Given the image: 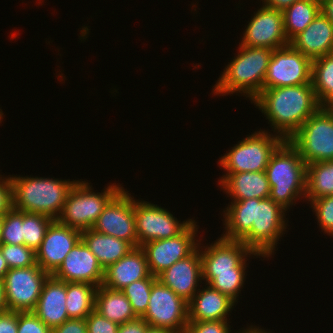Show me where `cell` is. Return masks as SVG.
Here are the masks:
<instances>
[{"label":"cell","instance_id":"obj_2","mask_svg":"<svg viewBox=\"0 0 333 333\" xmlns=\"http://www.w3.org/2000/svg\"><path fill=\"white\" fill-rule=\"evenodd\" d=\"M273 133L289 138L320 107L312 84L264 88L253 100Z\"/></svg>","mask_w":333,"mask_h":333},{"label":"cell","instance_id":"obj_48","mask_svg":"<svg viewBox=\"0 0 333 333\" xmlns=\"http://www.w3.org/2000/svg\"><path fill=\"white\" fill-rule=\"evenodd\" d=\"M238 333H272V332H268L262 328H260L259 326H256L255 325H251V326H248L246 329H242L240 330Z\"/></svg>","mask_w":333,"mask_h":333},{"label":"cell","instance_id":"obj_34","mask_svg":"<svg viewBox=\"0 0 333 333\" xmlns=\"http://www.w3.org/2000/svg\"><path fill=\"white\" fill-rule=\"evenodd\" d=\"M0 250L9 269L31 267L36 264L35 251L23 244H1Z\"/></svg>","mask_w":333,"mask_h":333},{"label":"cell","instance_id":"obj_4","mask_svg":"<svg viewBox=\"0 0 333 333\" xmlns=\"http://www.w3.org/2000/svg\"><path fill=\"white\" fill-rule=\"evenodd\" d=\"M12 208L47 215L57 220L70 190L78 180L11 176Z\"/></svg>","mask_w":333,"mask_h":333},{"label":"cell","instance_id":"obj_22","mask_svg":"<svg viewBox=\"0 0 333 333\" xmlns=\"http://www.w3.org/2000/svg\"><path fill=\"white\" fill-rule=\"evenodd\" d=\"M236 302L208 284L188 302L189 322L228 320Z\"/></svg>","mask_w":333,"mask_h":333},{"label":"cell","instance_id":"obj_19","mask_svg":"<svg viewBox=\"0 0 333 333\" xmlns=\"http://www.w3.org/2000/svg\"><path fill=\"white\" fill-rule=\"evenodd\" d=\"M157 279L189 302L198 288H201L199 282L202 283V261L199 247L186 258L178 260L165 269L157 276Z\"/></svg>","mask_w":333,"mask_h":333},{"label":"cell","instance_id":"obj_17","mask_svg":"<svg viewBox=\"0 0 333 333\" xmlns=\"http://www.w3.org/2000/svg\"><path fill=\"white\" fill-rule=\"evenodd\" d=\"M80 240L79 230L54 220L48 227L40 247L35 251L37 265L52 275Z\"/></svg>","mask_w":333,"mask_h":333},{"label":"cell","instance_id":"obj_42","mask_svg":"<svg viewBox=\"0 0 333 333\" xmlns=\"http://www.w3.org/2000/svg\"><path fill=\"white\" fill-rule=\"evenodd\" d=\"M18 312L7 310L0 313V333H17Z\"/></svg>","mask_w":333,"mask_h":333},{"label":"cell","instance_id":"obj_46","mask_svg":"<svg viewBox=\"0 0 333 333\" xmlns=\"http://www.w3.org/2000/svg\"><path fill=\"white\" fill-rule=\"evenodd\" d=\"M7 304L5 300V290H4V282L0 279V313L7 311Z\"/></svg>","mask_w":333,"mask_h":333},{"label":"cell","instance_id":"obj_23","mask_svg":"<svg viewBox=\"0 0 333 333\" xmlns=\"http://www.w3.org/2000/svg\"><path fill=\"white\" fill-rule=\"evenodd\" d=\"M32 312L51 330L70 319L66 310V282L50 275Z\"/></svg>","mask_w":333,"mask_h":333},{"label":"cell","instance_id":"obj_9","mask_svg":"<svg viewBox=\"0 0 333 333\" xmlns=\"http://www.w3.org/2000/svg\"><path fill=\"white\" fill-rule=\"evenodd\" d=\"M199 241L202 261V280L208 284L216 275L235 274V272H247L248 257L260 258V254L252 251L240 240H229L219 237L211 245L201 246ZM204 248V249H203Z\"/></svg>","mask_w":333,"mask_h":333},{"label":"cell","instance_id":"obj_37","mask_svg":"<svg viewBox=\"0 0 333 333\" xmlns=\"http://www.w3.org/2000/svg\"><path fill=\"white\" fill-rule=\"evenodd\" d=\"M229 323L228 320L188 322L185 333H233Z\"/></svg>","mask_w":333,"mask_h":333},{"label":"cell","instance_id":"obj_7","mask_svg":"<svg viewBox=\"0 0 333 333\" xmlns=\"http://www.w3.org/2000/svg\"><path fill=\"white\" fill-rule=\"evenodd\" d=\"M306 164L333 160V107L321 106L288 140Z\"/></svg>","mask_w":333,"mask_h":333},{"label":"cell","instance_id":"obj_51","mask_svg":"<svg viewBox=\"0 0 333 333\" xmlns=\"http://www.w3.org/2000/svg\"><path fill=\"white\" fill-rule=\"evenodd\" d=\"M2 220H3V216H0V231H1ZM0 245H1V240H0Z\"/></svg>","mask_w":333,"mask_h":333},{"label":"cell","instance_id":"obj_27","mask_svg":"<svg viewBox=\"0 0 333 333\" xmlns=\"http://www.w3.org/2000/svg\"><path fill=\"white\" fill-rule=\"evenodd\" d=\"M321 12V2L317 0H300L283 11L284 29L290 42Z\"/></svg>","mask_w":333,"mask_h":333},{"label":"cell","instance_id":"obj_43","mask_svg":"<svg viewBox=\"0 0 333 333\" xmlns=\"http://www.w3.org/2000/svg\"><path fill=\"white\" fill-rule=\"evenodd\" d=\"M148 326V323L142 317H137L119 325L117 333H145Z\"/></svg>","mask_w":333,"mask_h":333},{"label":"cell","instance_id":"obj_36","mask_svg":"<svg viewBox=\"0 0 333 333\" xmlns=\"http://www.w3.org/2000/svg\"><path fill=\"white\" fill-rule=\"evenodd\" d=\"M309 202L322 232L333 237V195L316 198Z\"/></svg>","mask_w":333,"mask_h":333},{"label":"cell","instance_id":"obj_31","mask_svg":"<svg viewBox=\"0 0 333 333\" xmlns=\"http://www.w3.org/2000/svg\"><path fill=\"white\" fill-rule=\"evenodd\" d=\"M53 221L44 214L23 212V245L36 251Z\"/></svg>","mask_w":333,"mask_h":333},{"label":"cell","instance_id":"obj_25","mask_svg":"<svg viewBox=\"0 0 333 333\" xmlns=\"http://www.w3.org/2000/svg\"><path fill=\"white\" fill-rule=\"evenodd\" d=\"M81 240L95 255L104 270L134 249L129 242L96 232L92 228L81 232Z\"/></svg>","mask_w":333,"mask_h":333},{"label":"cell","instance_id":"obj_21","mask_svg":"<svg viewBox=\"0 0 333 333\" xmlns=\"http://www.w3.org/2000/svg\"><path fill=\"white\" fill-rule=\"evenodd\" d=\"M150 275L144 250L141 247H135L104 270L102 286L112 290H122L129 284Z\"/></svg>","mask_w":333,"mask_h":333},{"label":"cell","instance_id":"obj_35","mask_svg":"<svg viewBox=\"0 0 333 333\" xmlns=\"http://www.w3.org/2000/svg\"><path fill=\"white\" fill-rule=\"evenodd\" d=\"M245 274L246 272H235V274L216 275L208 285L238 303L239 293L246 281Z\"/></svg>","mask_w":333,"mask_h":333},{"label":"cell","instance_id":"obj_30","mask_svg":"<svg viewBox=\"0 0 333 333\" xmlns=\"http://www.w3.org/2000/svg\"><path fill=\"white\" fill-rule=\"evenodd\" d=\"M333 195V160L307 164L306 201Z\"/></svg>","mask_w":333,"mask_h":333},{"label":"cell","instance_id":"obj_8","mask_svg":"<svg viewBox=\"0 0 333 333\" xmlns=\"http://www.w3.org/2000/svg\"><path fill=\"white\" fill-rule=\"evenodd\" d=\"M247 136L219 158L217 163L225 173L265 171L271 155L284 141L281 136L261 128Z\"/></svg>","mask_w":333,"mask_h":333},{"label":"cell","instance_id":"obj_45","mask_svg":"<svg viewBox=\"0 0 333 333\" xmlns=\"http://www.w3.org/2000/svg\"><path fill=\"white\" fill-rule=\"evenodd\" d=\"M321 12L333 24V0H322L321 1Z\"/></svg>","mask_w":333,"mask_h":333},{"label":"cell","instance_id":"obj_15","mask_svg":"<svg viewBox=\"0 0 333 333\" xmlns=\"http://www.w3.org/2000/svg\"><path fill=\"white\" fill-rule=\"evenodd\" d=\"M124 187L108 202L92 229L138 247L135 230L134 196Z\"/></svg>","mask_w":333,"mask_h":333},{"label":"cell","instance_id":"obj_6","mask_svg":"<svg viewBox=\"0 0 333 333\" xmlns=\"http://www.w3.org/2000/svg\"><path fill=\"white\" fill-rule=\"evenodd\" d=\"M108 185L103 192L96 193L90 183L78 180L70 190L57 221L80 232L91 229L104 207L123 188L121 184Z\"/></svg>","mask_w":333,"mask_h":333},{"label":"cell","instance_id":"obj_40","mask_svg":"<svg viewBox=\"0 0 333 333\" xmlns=\"http://www.w3.org/2000/svg\"><path fill=\"white\" fill-rule=\"evenodd\" d=\"M0 175V216L12 209V186L11 179Z\"/></svg>","mask_w":333,"mask_h":333},{"label":"cell","instance_id":"obj_11","mask_svg":"<svg viewBox=\"0 0 333 333\" xmlns=\"http://www.w3.org/2000/svg\"><path fill=\"white\" fill-rule=\"evenodd\" d=\"M134 215L138 247L153 240L176 237L194 221L186 219L181 223L169 210L137 199H134Z\"/></svg>","mask_w":333,"mask_h":333},{"label":"cell","instance_id":"obj_39","mask_svg":"<svg viewBox=\"0 0 333 333\" xmlns=\"http://www.w3.org/2000/svg\"><path fill=\"white\" fill-rule=\"evenodd\" d=\"M87 333H117L119 325L93 310L86 318Z\"/></svg>","mask_w":333,"mask_h":333},{"label":"cell","instance_id":"obj_41","mask_svg":"<svg viewBox=\"0 0 333 333\" xmlns=\"http://www.w3.org/2000/svg\"><path fill=\"white\" fill-rule=\"evenodd\" d=\"M52 333H87L86 320L70 318L54 328Z\"/></svg>","mask_w":333,"mask_h":333},{"label":"cell","instance_id":"obj_33","mask_svg":"<svg viewBox=\"0 0 333 333\" xmlns=\"http://www.w3.org/2000/svg\"><path fill=\"white\" fill-rule=\"evenodd\" d=\"M0 240L1 244H23V212L12 208L3 215Z\"/></svg>","mask_w":333,"mask_h":333},{"label":"cell","instance_id":"obj_12","mask_svg":"<svg viewBox=\"0 0 333 333\" xmlns=\"http://www.w3.org/2000/svg\"><path fill=\"white\" fill-rule=\"evenodd\" d=\"M49 276L37 263L31 267L9 269L3 279L7 309L32 312Z\"/></svg>","mask_w":333,"mask_h":333},{"label":"cell","instance_id":"obj_10","mask_svg":"<svg viewBox=\"0 0 333 333\" xmlns=\"http://www.w3.org/2000/svg\"><path fill=\"white\" fill-rule=\"evenodd\" d=\"M142 318L149 326L185 333L189 322L188 302L157 279L152 285L147 311Z\"/></svg>","mask_w":333,"mask_h":333},{"label":"cell","instance_id":"obj_44","mask_svg":"<svg viewBox=\"0 0 333 333\" xmlns=\"http://www.w3.org/2000/svg\"><path fill=\"white\" fill-rule=\"evenodd\" d=\"M262 4L279 11H284L286 8L290 7L293 3L300 0H261Z\"/></svg>","mask_w":333,"mask_h":333},{"label":"cell","instance_id":"obj_47","mask_svg":"<svg viewBox=\"0 0 333 333\" xmlns=\"http://www.w3.org/2000/svg\"><path fill=\"white\" fill-rule=\"evenodd\" d=\"M8 270H9V267L0 250V279H2V280L4 279Z\"/></svg>","mask_w":333,"mask_h":333},{"label":"cell","instance_id":"obj_50","mask_svg":"<svg viewBox=\"0 0 333 333\" xmlns=\"http://www.w3.org/2000/svg\"><path fill=\"white\" fill-rule=\"evenodd\" d=\"M3 115H4V113H3V111L0 109V123L2 122V120H3Z\"/></svg>","mask_w":333,"mask_h":333},{"label":"cell","instance_id":"obj_38","mask_svg":"<svg viewBox=\"0 0 333 333\" xmlns=\"http://www.w3.org/2000/svg\"><path fill=\"white\" fill-rule=\"evenodd\" d=\"M17 333H52L33 312H18Z\"/></svg>","mask_w":333,"mask_h":333},{"label":"cell","instance_id":"obj_32","mask_svg":"<svg viewBox=\"0 0 333 333\" xmlns=\"http://www.w3.org/2000/svg\"><path fill=\"white\" fill-rule=\"evenodd\" d=\"M156 280V276L150 275L147 278L129 284L121 290L129 300L137 317H142L147 311L152 285Z\"/></svg>","mask_w":333,"mask_h":333},{"label":"cell","instance_id":"obj_26","mask_svg":"<svg viewBox=\"0 0 333 333\" xmlns=\"http://www.w3.org/2000/svg\"><path fill=\"white\" fill-rule=\"evenodd\" d=\"M94 310L118 325L137 318L121 290H112L102 285L96 289Z\"/></svg>","mask_w":333,"mask_h":333},{"label":"cell","instance_id":"obj_1","mask_svg":"<svg viewBox=\"0 0 333 333\" xmlns=\"http://www.w3.org/2000/svg\"><path fill=\"white\" fill-rule=\"evenodd\" d=\"M223 210L225 231L221 237L240 240L264 259L276 251L279 239L287 231L286 211L270 197L231 201ZM287 220V221H286Z\"/></svg>","mask_w":333,"mask_h":333},{"label":"cell","instance_id":"obj_18","mask_svg":"<svg viewBox=\"0 0 333 333\" xmlns=\"http://www.w3.org/2000/svg\"><path fill=\"white\" fill-rule=\"evenodd\" d=\"M52 276L60 281L89 283L98 288L103 283L104 269L95 255L80 240Z\"/></svg>","mask_w":333,"mask_h":333},{"label":"cell","instance_id":"obj_3","mask_svg":"<svg viewBox=\"0 0 333 333\" xmlns=\"http://www.w3.org/2000/svg\"><path fill=\"white\" fill-rule=\"evenodd\" d=\"M238 49L237 56L228 62L213 86L212 93L217 96L239 93L252 101L264 89V80L273 50L241 44Z\"/></svg>","mask_w":333,"mask_h":333},{"label":"cell","instance_id":"obj_16","mask_svg":"<svg viewBox=\"0 0 333 333\" xmlns=\"http://www.w3.org/2000/svg\"><path fill=\"white\" fill-rule=\"evenodd\" d=\"M261 6L247 22L239 44L272 50L290 45L284 29L283 12L263 4Z\"/></svg>","mask_w":333,"mask_h":333},{"label":"cell","instance_id":"obj_29","mask_svg":"<svg viewBox=\"0 0 333 333\" xmlns=\"http://www.w3.org/2000/svg\"><path fill=\"white\" fill-rule=\"evenodd\" d=\"M97 287L89 283L66 282V310L69 318L85 319L95 305Z\"/></svg>","mask_w":333,"mask_h":333},{"label":"cell","instance_id":"obj_13","mask_svg":"<svg viewBox=\"0 0 333 333\" xmlns=\"http://www.w3.org/2000/svg\"><path fill=\"white\" fill-rule=\"evenodd\" d=\"M312 60L291 45L274 49L264 80V88L311 83Z\"/></svg>","mask_w":333,"mask_h":333},{"label":"cell","instance_id":"obj_14","mask_svg":"<svg viewBox=\"0 0 333 333\" xmlns=\"http://www.w3.org/2000/svg\"><path fill=\"white\" fill-rule=\"evenodd\" d=\"M196 224L194 220L176 237L153 240L141 246L151 275L157 277L178 260L189 256L198 247L200 240L196 237L199 228Z\"/></svg>","mask_w":333,"mask_h":333},{"label":"cell","instance_id":"obj_28","mask_svg":"<svg viewBox=\"0 0 333 333\" xmlns=\"http://www.w3.org/2000/svg\"><path fill=\"white\" fill-rule=\"evenodd\" d=\"M311 83L319 104L333 107V53L312 60Z\"/></svg>","mask_w":333,"mask_h":333},{"label":"cell","instance_id":"obj_24","mask_svg":"<svg viewBox=\"0 0 333 333\" xmlns=\"http://www.w3.org/2000/svg\"><path fill=\"white\" fill-rule=\"evenodd\" d=\"M219 179L220 189L224 190L232 201L250 198L265 199L270 196L271 188L265 171L224 173Z\"/></svg>","mask_w":333,"mask_h":333},{"label":"cell","instance_id":"obj_20","mask_svg":"<svg viewBox=\"0 0 333 333\" xmlns=\"http://www.w3.org/2000/svg\"><path fill=\"white\" fill-rule=\"evenodd\" d=\"M290 45L311 60L333 53V24L320 12Z\"/></svg>","mask_w":333,"mask_h":333},{"label":"cell","instance_id":"obj_5","mask_svg":"<svg viewBox=\"0 0 333 333\" xmlns=\"http://www.w3.org/2000/svg\"><path fill=\"white\" fill-rule=\"evenodd\" d=\"M306 170L307 164L299 151L284 140L271 155L265 169L271 188L269 197L285 210L295 206L297 199L305 198Z\"/></svg>","mask_w":333,"mask_h":333},{"label":"cell","instance_id":"obj_49","mask_svg":"<svg viewBox=\"0 0 333 333\" xmlns=\"http://www.w3.org/2000/svg\"><path fill=\"white\" fill-rule=\"evenodd\" d=\"M145 333H174V332L165 328L148 326Z\"/></svg>","mask_w":333,"mask_h":333}]
</instances>
